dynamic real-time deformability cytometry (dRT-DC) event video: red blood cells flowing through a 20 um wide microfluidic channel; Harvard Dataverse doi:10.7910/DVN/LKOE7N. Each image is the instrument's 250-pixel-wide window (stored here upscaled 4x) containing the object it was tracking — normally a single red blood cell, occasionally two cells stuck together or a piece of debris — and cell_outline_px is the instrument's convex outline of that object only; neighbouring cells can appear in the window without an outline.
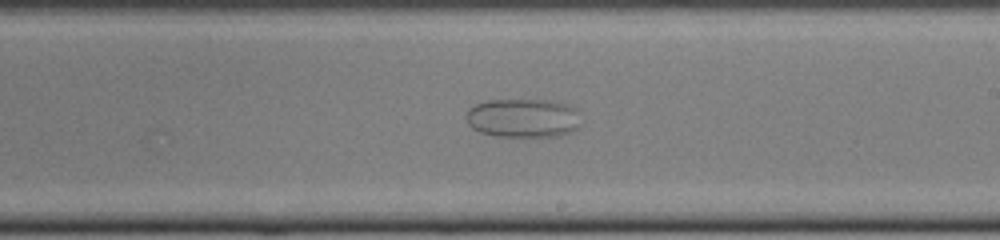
{"species": "common noctule bat (a hibernating species)", "species_latin": "Nyctalus noctula", "temperature_condition": "cold", "stored_images_in_passage": 50, "camera_frame_rate_fps": 3000, "um_per_image_px": 0.085, "animal": {"sex": "female", "body_mass_g": 22.0, "forearm_length_mm": 56.7}, "frame": {"image": 1, "passage_image": 29, "time_ms": 9.333, "image_size_px": [1000, 240], "cell_outline_px": [[576, 128], [568, 132], [556, 136], [496, 136], [480, 132], [472, 128], [468, 124], [468, 108], [476, 104], [488, 100], [552, 100], [564, 104], [572, 108], [576, 124]], "centroid_in_image_um": [44.35, 10.03], "position_along_channel_um": 244.7, "area_um2": 25.2}}